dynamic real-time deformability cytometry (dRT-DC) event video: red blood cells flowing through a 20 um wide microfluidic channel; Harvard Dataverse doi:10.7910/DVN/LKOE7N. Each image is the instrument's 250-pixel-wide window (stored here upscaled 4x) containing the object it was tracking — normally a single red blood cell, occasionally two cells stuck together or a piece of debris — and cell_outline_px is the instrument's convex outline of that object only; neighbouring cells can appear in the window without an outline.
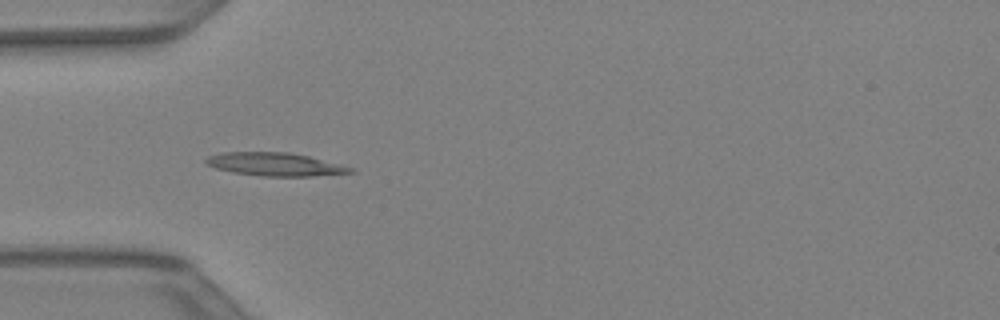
{"species": "Egyptian fruit bat (a non-hibernating species)", "species_latin": "Rousettus aegyptiacus", "temperature_condition": "warm", "stored_images_in_passage": 19, "camera_frame_rate_fps": 3000, "um_per_image_px": 0.085, "animal": {"sex": "female"}, "frame": {"image": 1, "passage_image": 1, "time_ms": 0.0, "image_size_px": [1000, 320], "cell_outline_px": [[356, 172], [312, 176], [264, 176], [232, 172], [216, 168], [208, 164], [204, 160], [208, 156], [220, 152], [288, 152], [308, 156], [352, 168]], "centroid_in_image_um": [23.33, 13.96], "position_along_channel_um": 61.7, "area_um2": 19.25}}
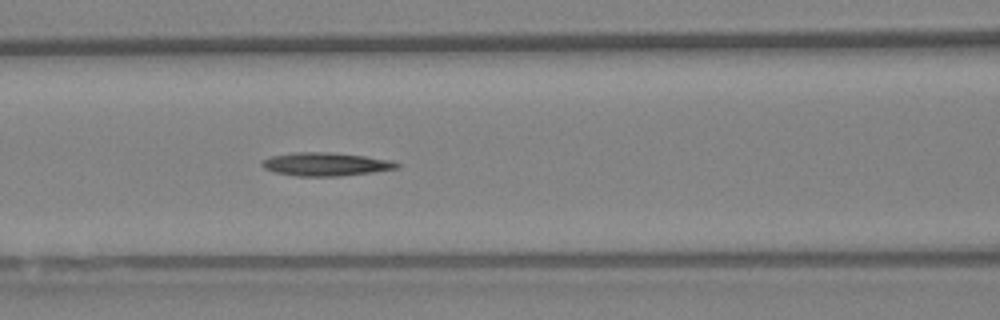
{"frame": {"image": 2, "passage_image": 6, "time_ms": 1.667, "image_size_px": [1000, 320], "cell_outline_px": [[400, 168], [372, 172], [340, 176], [296, 176], [272, 172], [264, 168], [260, 164], [264, 160], [272, 156], [292, 152], [328, 152], [364, 156], [392, 160], [400, 164]], "centroid_in_image_um": [27.68, 13.96], "position_along_channel_um": 138.9, "area_um2": 18.38}}
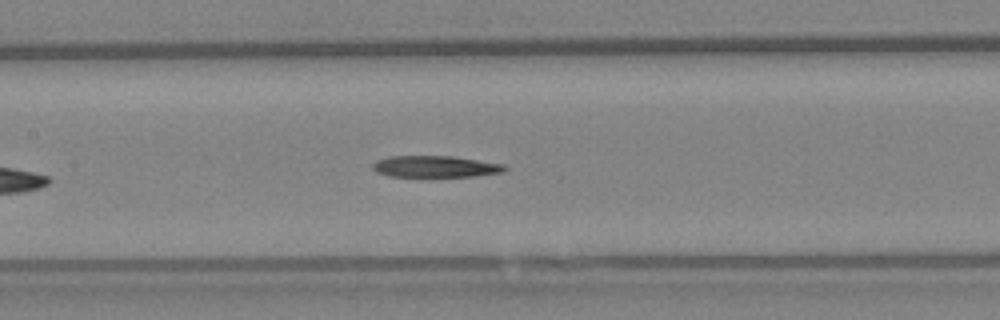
{"frame": {"image": 3, "passage_image": 8, "time_ms": 2.333, "image_size_px": [1000, 320], "cell_outline_px": [[508, 168], [504, 172], [472, 176], [388, 176], [376, 172], [372, 168], [372, 164], [376, 160], [388, 156], [452, 156], [504, 164]], "centroid_in_image_um": [36.98, 14.15], "position_along_channel_um": 170.4, "area_um2": 16.53}}